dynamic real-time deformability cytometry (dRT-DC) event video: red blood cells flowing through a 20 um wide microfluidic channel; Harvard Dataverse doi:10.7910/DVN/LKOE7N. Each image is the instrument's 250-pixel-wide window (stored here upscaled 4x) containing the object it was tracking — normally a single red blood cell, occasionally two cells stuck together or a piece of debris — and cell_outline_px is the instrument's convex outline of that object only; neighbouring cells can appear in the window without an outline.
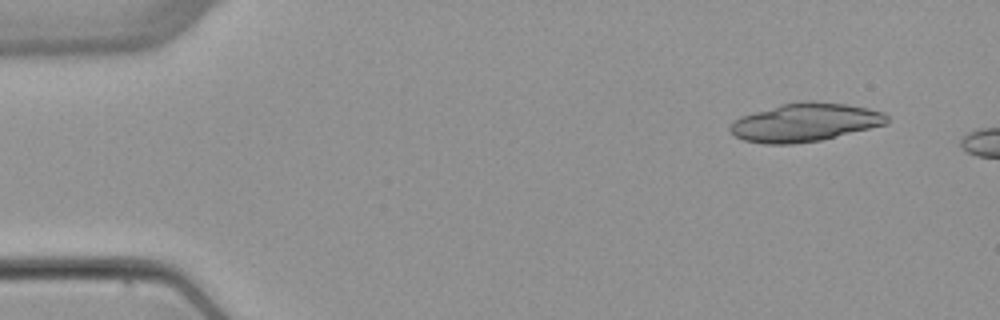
{"species": "common noctule bat (a hibernating species)", "species_latin": "Nyctalus noctula", "temperature_condition": "warm", "stored_images_in_passage": 2, "camera_frame_rate_fps": 3000, "um_per_image_px": 0.085, "animal": {"sex": "female", "body_mass_g": 22.7, "forearm_length_mm": 54.2}, "frame": {"image": 1, "passage_image": 1, "time_ms": 0.0, "image_size_px": [1000, 320], "cell_outline_px": [[888, 124], [820, 140], [792, 144], [764, 144], [744, 140], [736, 136], [728, 128], [740, 116], [780, 104], [804, 100], [812, 100], [844, 104], [868, 108], [884, 112], [888, 116]], "centroid_in_image_um": [68.44, 10.39], "position_along_channel_um": 16.6, "area_um2": 35.03}}